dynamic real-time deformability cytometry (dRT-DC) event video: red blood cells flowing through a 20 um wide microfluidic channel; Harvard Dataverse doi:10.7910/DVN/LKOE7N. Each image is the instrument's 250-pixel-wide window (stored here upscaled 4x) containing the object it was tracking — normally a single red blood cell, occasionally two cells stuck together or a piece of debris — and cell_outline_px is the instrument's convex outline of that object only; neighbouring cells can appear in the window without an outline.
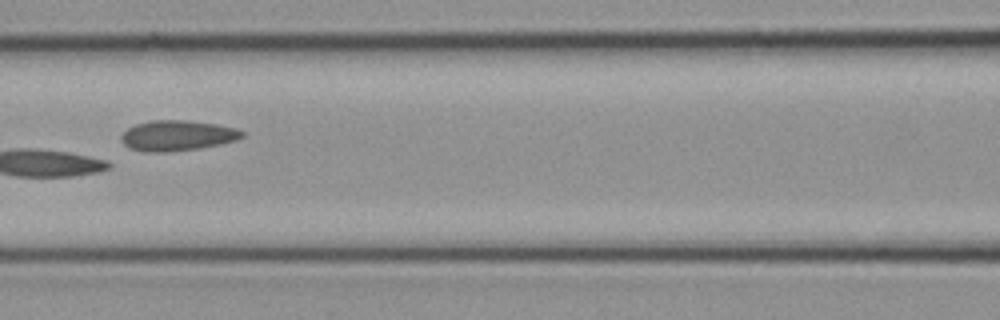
{"species": "common noctule bat (a hibernating species)", "species_latin": "Nyctalus noctula", "temperature_condition": "cold", "stored_images_in_passage": 27, "camera_frame_rate_fps": 3000, "um_per_image_px": 0.085, "animal": {"sex": "female", "body_mass_g": 21.9}, "frame": {"image": 1, "passage_image": 12, "time_ms": 3.667, "image_size_px": [1000, 320], "cell_outline_px": [[244, 136], [236, 140], [220, 144], [200, 148], [164, 152], [144, 152], [128, 148], [124, 144], [120, 136], [128, 128], [136, 124], [148, 120], [188, 120], [216, 124], [236, 128], [244, 132]], "centroid_in_image_um": [15.06, 11.52], "position_along_channel_um": 151.5, "area_um2": 21.5}}